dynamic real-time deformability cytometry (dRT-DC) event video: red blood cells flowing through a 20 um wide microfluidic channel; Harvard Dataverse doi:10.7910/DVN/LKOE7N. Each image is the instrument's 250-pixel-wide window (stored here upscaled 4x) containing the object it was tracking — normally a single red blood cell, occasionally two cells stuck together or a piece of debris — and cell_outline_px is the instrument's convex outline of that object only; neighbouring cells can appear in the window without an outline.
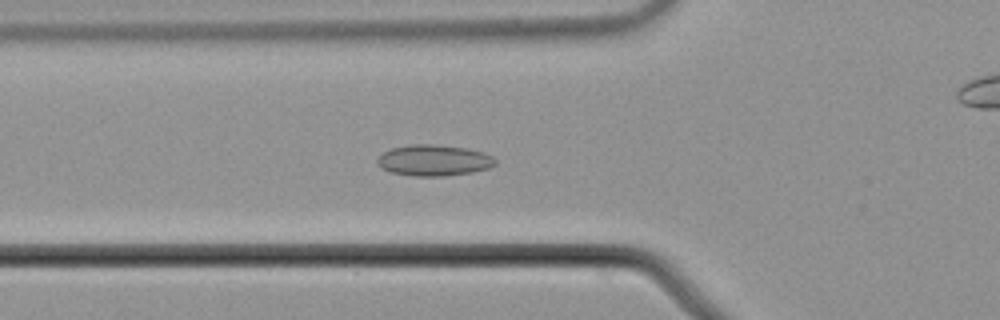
{"species": "common noctule bat (a hibernating species)", "species_latin": "Nyctalus noctula", "temperature_condition": "cold", "stored_images_in_passage": 59, "camera_frame_rate_fps": 3000, "um_per_image_px": 0.085, "animal": {"sex": "male", "body_mass_g": 21.5, "forearm_length_mm": 52.0}, "frame": {"image": 1, "passage_image": 22, "time_ms": 7.0, "image_size_px": [1000, 320], "cell_outline_px": [[496, 164], [488, 168], [472, 172], [440, 176], [416, 176], [392, 172], [380, 168], [376, 164], [376, 160], [384, 152], [392, 148], [412, 144], [432, 144], [468, 148], [484, 152], [492, 156], [496, 160]], "centroid_in_image_um": [36.88, 13.62], "position_along_channel_um": 88.9, "area_um2": 21.33}}
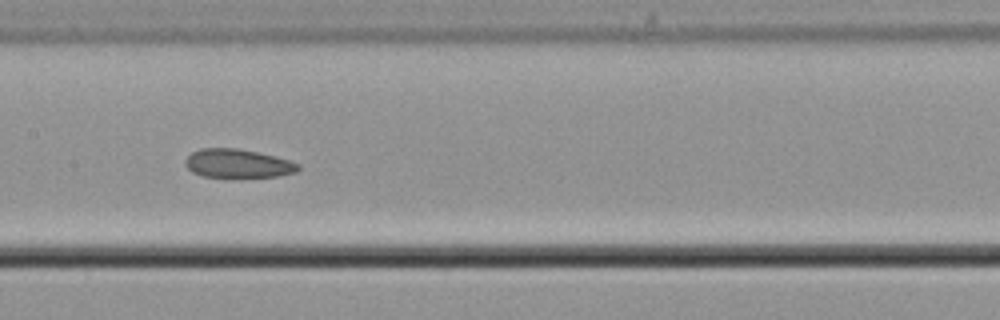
{"frame": {"image": 2, "passage_image": 30, "time_ms": 9.667, "image_size_px": [1000, 320], "cell_outline_px": [[300, 168], [296, 172], [276, 176], [204, 176], [192, 172], [184, 164], [184, 160], [192, 152], [200, 148], [236, 148], [276, 156], [300, 164]], "centroid_in_image_um": [20.2, 13.88], "position_along_channel_um": 187.2, "area_um2": 18.55}}
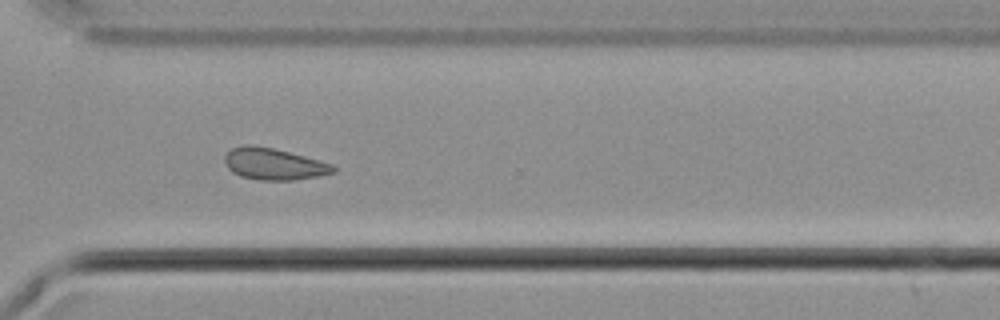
{"frame": {"image": 3, "passage_image": 43, "time_ms": 14.0, "image_size_px": [1000, 320], "cell_outline_px": [[336, 172], [316, 176], [292, 180], [260, 180], [240, 176], [232, 172], [228, 168], [224, 160], [224, 156], [232, 148], [244, 144], [248, 144], [272, 148], [304, 156], [332, 164], [336, 168]], "centroid_in_image_um": [23.25, 13.94], "position_along_channel_um": 347.4, "area_um2": 19.83}, "authors_computed_cell_mechanics": {"area_um2": 19.8254, "velocity_mm_per_s": 3.683, "shape_relaxation_time_tau1_ms": null, "shape_relaxation_time_tau2_ms": 3.0799, "deformation_change_tau1": null, "deformation_change_tau2": 0.0573}}